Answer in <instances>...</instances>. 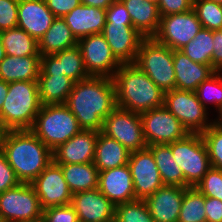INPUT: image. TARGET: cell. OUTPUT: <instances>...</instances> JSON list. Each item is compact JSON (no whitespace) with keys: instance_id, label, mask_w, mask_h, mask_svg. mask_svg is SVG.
<instances>
[{"instance_id":"cell-1","label":"cell","mask_w":222,"mask_h":222,"mask_svg":"<svg viewBox=\"0 0 222 222\" xmlns=\"http://www.w3.org/2000/svg\"><path fill=\"white\" fill-rule=\"evenodd\" d=\"M66 105L81 129L102 131L105 118L117 107L113 79L90 76L75 82Z\"/></svg>"},{"instance_id":"cell-2","label":"cell","mask_w":222,"mask_h":222,"mask_svg":"<svg viewBox=\"0 0 222 222\" xmlns=\"http://www.w3.org/2000/svg\"><path fill=\"white\" fill-rule=\"evenodd\" d=\"M1 150L21 183L31 184L53 162L52 151L31 130L5 131Z\"/></svg>"},{"instance_id":"cell-3","label":"cell","mask_w":222,"mask_h":222,"mask_svg":"<svg viewBox=\"0 0 222 222\" xmlns=\"http://www.w3.org/2000/svg\"><path fill=\"white\" fill-rule=\"evenodd\" d=\"M112 79L117 107L141 114L164 106L165 92L136 64H122Z\"/></svg>"},{"instance_id":"cell-4","label":"cell","mask_w":222,"mask_h":222,"mask_svg":"<svg viewBox=\"0 0 222 222\" xmlns=\"http://www.w3.org/2000/svg\"><path fill=\"white\" fill-rule=\"evenodd\" d=\"M42 104L38 81L9 83L0 112V126L5 130H30Z\"/></svg>"},{"instance_id":"cell-5","label":"cell","mask_w":222,"mask_h":222,"mask_svg":"<svg viewBox=\"0 0 222 222\" xmlns=\"http://www.w3.org/2000/svg\"><path fill=\"white\" fill-rule=\"evenodd\" d=\"M30 130L53 151L81 128L66 104H50L41 106Z\"/></svg>"},{"instance_id":"cell-6","label":"cell","mask_w":222,"mask_h":222,"mask_svg":"<svg viewBox=\"0 0 222 222\" xmlns=\"http://www.w3.org/2000/svg\"><path fill=\"white\" fill-rule=\"evenodd\" d=\"M134 64L164 92L175 89L173 50L153 37L141 41Z\"/></svg>"},{"instance_id":"cell-7","label":"cell","mask_w":222,"mask_h":222,"mask_svg":"<svg viewBox=\"0 0 222 222\" xmlns=\"http://www.w3.org/2000/svg\"><path fill=\"white\" fill-rule=\"evenodd\" d=\"M175 162L181 168L184 180L196 187L212 167L208 151L200 133H189L183 139L168 143Z\"/></svg>"},{"instance_id":"cell-8","label":"cell","mask_w":222,"mask_h":222,"mask_svg":"<svg viewBox=\"0 0 222 222\" xmlns=\"http://www.w3.org/2000/svg\"><path fill=\"white\" fill-rule=\"evenodd\" d=\"M43 218V208L31 184L20 183L0 194V222H29Z\"/></svg>"},{"instance_id":"cell-9","label":"cell","mask_w":222,"mask_h":222,"mask_svg":"<svg viewBox=\"0 0 222 222\" xmlns=\"http://www.w3.org/2000/svg\"><path fill=\"white\" fill-rule=\"evenodd\" d=\"M164 107L170 111L189 133H203L213 124L207 120L208 110L195 92L174 89L164 93Z\"/></svg>"},{"instance_id":"cell-10","label":"cell","mask_w":222,"mask_h":222,"mask_svg":"<svg viewBox=\"0 0 222 222\" xmlns=\"http://www.w3.org/2000/svg\"><path fill=\"white\" fill-rule=\"evenodd\" d=\"M102 132L117 140L130 152L147 147L139 113L116 107L105 118Z\"/></svg>"},{"instance_id":"cell-11","label":"cell","mask_w":222,"mask_h":222,"mask_svg":"<svg viewBox=\"0 0 222 222\" xmlns=\"http://www.w3.org/2000/svg\"><path fill=\"white\" fill-rule=\"evenodd\" d=\"M140 115L147 146L172 143L189 134L183 124L164 106Z\"/></svg>"},{"instance_id":"cell-12","label":"cell","mask_w":222,"mask_h":222,"mask_svg":"<svg viewBox=\"0 0 222 222\" xmlns=\"http://www.w3.org/2000/svg\"><path fill=\"white\" fill-rule=\"evenodd\" d=\"M77 45L89 76L113 78L122 65L101 33L80 38Z\"/></svg>"},{"instance_id":"cell-13","label":"cell","mask_w":222,"mask_h":222,"mask_svg":"<svg viewBox=\"0 0 222 222\" xmlns=\"http://www.w3.org/2000/svg\"><path fill=\"white\" fill-rule=\"evenodd\" d=\"M201 28V22L192 9L184 13L162 16L153 38L172 50H180L194 39Z\"/></svg>"},{"instance_id":"cell-14","label":"cell","mask_w":222,"mask_h":222,"mask_svg":"<svg viewBox=\"0 0 222 222\" xmlns=\"http://www.w3.org/2000/svg\"><path fill=\"white\" fill-rule=\"evenodd\" d=\"M128 166L136 199L145 200L164 185L154 156L148 147L130 152Z\"/></svg>"},{"instance_id":"cell-15","label":"cell","mask_w":222,"mask_h":222,"mask_svg":"<svg viewBox=\"0 0 222 222\" xmlns=\"http://www.w3.org/2000/svg\"><path fill=\"white\" fill-rule=\"evenodd\" d=\"M41 207L47 209L71 204L72 192L59 165L51 162L31 183Z\"/></svg>"},{"instance_id":"cell-16","label":"cell","mask_w":222,"mask_h":222,"mask_svg":"<svg viewBox=\"0 0 222 222\" xmlns=\"http://www.w3.org/2000/svg\"><path fill=\"white\" fill-rule=\"evenodd\" d=\"M121 64L134 63L145 38L132 24L105 23L101 33Z\"/></svg>"},{"instance_id":"cell-17","label":"cell","mask_w":222,"mask_h":222,"mask_svg":"<svg viewBox=\"0 0 222 222\" xmlns=\"http://www.w3.org/2000/svg\"><path fill=\"white\" fill-rule=\"evenodd\" d=\"M97 139V131L81 129L52 151L53 162L57 165L93 162Z\"/></svg>"},{"instance_id":"cell-18","label":"cell","mask_w":222,"mask_h":222,"mask_svg":"<svg viewBox=\"0 0 222 222\" xmlns=\"http://www.w3.org/2000/svg\"><path fill=\"white\" fill-rule=\"evenodd\" d=\"M79 222H114L115 205L98 188L72 195Z\"/></svg>"},{"instance_id":"cell-19","label":"cell","mask_w":222,"mask_h":222,"mask_svg":"<svg viewBox=\"0 0 222 222\" xmlns=\"http://www.w3.org/2000/svg\"><path fill=\"white\" fill-rule=\"evenodd\" d=\"M98 190L115 206L137 200L128 164L100 171Z\"/></svg>"},{"instance_id":"cell-20","label":"cell","mask_w":222,"mask_h":222,"mask_svg":"<svg viewBox=\"0 0 222 222\" xmlns=\"http://www.w3.org/2000/svg\"><path fill=\"white\" fill-rule=\"evenodd\" d=\"M40 74L65 75L74 82L90 77L85 69L78 45L62 50L54 55L41 56Z\"/></svg>"},{"instance_id":"cell-21","label":"cell","mask_w":222,"mask_h":222,"mask_svg":"<svg viewBox=\"0 0 222 222\" xmlns=\"http://www.w3.org/2000/svg\"><path fill=\"white\" fill-rule=\"evenodd\" d=\"M185 188L163 185L145 202L155 222H178Z\"/></svg>"},{"instance_id":"cell-22","label":"cell","mask_w":222,"mask_h":222,"mask_svg":"<svg viewBox=\"0 0 222 222\" xmlns=\"http://www.w3.org/2000/svg\"><path fill=\"white\" fill-rule=\"evenodd\" d=\"M55 18L45 0H19L17 27L37 41L50 28Z\"/></svg>"},{"instance_id":"cell-23","label":"cell","mask_w":222,"mask_h":222,"mask_svg":"<svg viewBox=\"0 0 222 222\" xmlns=\"http://www.w3.org/2000/svg\"><path fill=\"white\" fill-rule=\"evenodd\" d=\"M173 68L175 88L192 92L216 72L210 65L192 61L180 50H173Z\"/></svg>"},{"instance_id":"cell-24","label":"cell","mask_w":222,"mask_h":222,"mask_svg":"<svg viewBox=\"0 0 222 222\" xmlns=\"http://www.w3.org/2000/svg\"><path fill=\"white\" fill-rule=\"evenodd\" d=\"M77 40L92 34H100L106 23V10L80 4L63 17Z\"/></svg>"},{"instance_id":"cell-25","label":"cell","mask_w":222,"mask_h":222,"mask_svg":"<svg viewBox=\"0 0 222 222\" xmlns=\"http://www.w3.org/2000/svg\"><path fill=\"white\" fill-rule=\"evenodd\" d=\"M130 14L133 27L145 38L153 37L160 25V12L149 0H121Z\"/></svg>"},{"instance_id":"cell-26","label":"cell","mask_w":222,"mask_h":222,"mask_svg":"<svg viewBox=\"0 0 222 222\" xmlns=\"http://www.w3.org/2000/svg\"><path fill=\"white\" fill-rule=\"evenodd\" d=\"M41 56L6 55L0 62V79L11 83L15 81H38Z\"/></svg>"},{"instance_id":"cell-27","label":"cell","mask_w":222,"mask_h":222,"mask_svg":"<svg viewBox=\"0 0 222 222\" xmlns=\"http://www.w3.org/2000/svg\"><path fill=\"white\" fill-rule=\"evenodd\" d=\"M130 151L117 140L98 132L93 163L100 171L128 164Z\"/></svg>"},{"instance_id":"cell-28","label":"cell","mask_w":222,"mask_h":222,"mask_svg":"<svg viewBox=\"0 0 222 222\" xmlns=\"http://www.w3.org/2000/svg\"><path fill=\"white\" fill-rule=\"evenodd\" d=\"M78 40L72 34L65 20L56 17L50 28L38 40V50L41 56L54 55L67 48L77 45Z\"/></svg>"},{"instance_id":"cell-29","label":"cell","mask_w":222,"mask_h":222,"mask_svg":"<svg viewBox=\"0 0 222 222\" xmlns=\"http://www.w3.org/2000/svg\"><path fill=\"white\" fill-rule=\"evenodd\" d=\"M74 83L65 75L40 74L38 76V88L41 104H66Z\"/></svg>"},{"instance_id":"cell-30","label":"cell","mask_w":222,"mask_h":222,"mask_svg":"<svg viewBox=\"0 0 222 222\" xmlns=\"http://www.w3.org/2000/svg\"><path fill=\"white\" fill-rule=\"evenodd\" d=\"M147 147L154 156L164 185L190 187L185 182L183 172L175 162L171 147L168 144H154Z\"/></svg>"},{"instance_id":"cell-31","label":"cell","mask_w":222,"mask_h":222,"mask_svg":"<svg viewBox=\"0 0 222 222\" xmlns=\"http://www.w3.org/2000/svg\"><path fill=\"white\" fill-rule=\"evenodd\" d=\"M59 166L72 194L98 188L99 170L93 162Z\"/></svg>"},{"instance_id":"cell-32","label":"cell","mask_w":222,"mask_h":222,"mask_svg":"<svg viewBox=\"0 0 222 222\" xmlns=\"http://www.w3.org/2000/svg\"><path fill=\"white\" fill-rule=\"evenodd\" d=\"M0 37L6 55L41 56L38 50V41L19 27L1 31Z\"/></svg>"},{"instance_id":"cell-33","label":"cell","mask_w":222,"mask_h":222,"mask_svg":"<svg viewBox=\"0 0 222 222\" xmlns=\"http://www.w3.org/2000/svg\"><path fill=\"white\" fill-rule=\"evenodd\" d=\"M192 61L212 67L213 31L201 28L193 40L180 49Z\"/></svg>"},{"instance_id":"cell-34","label":"cell","mask_w":222,"mask_h":222,"mask_svg":"<svg viewBox=\"0 0 222 222\" xmlns=\"http://www.w3.org/2000/svg\"><path fill=\"white\" fill-rule=\"evenodd\" d=\"M178 222H206L205 196L195 187L185 188Z\"/></svg>"},{"instance_id":"cell-35","label":"cell","mask_w":222,"mask_h":222,"mask_svg":"<svg viewBox=\"0 0 222 222\" xmlns=\"http://www.w3.org/2000/svg\"><path fill=\"white\" fill-rule=\"evenodd\" d=\"M192 9L202 28L212 31L222 29V4L211 0H193Z\"/></svg>"},{"instance_id":"cell-36","label":"cell","mask_w":222,"mask_h":222,"mask_svg":"<svg viewBox=\"0 0 222 222\" xmlns=\"http://www.w3.org/2000/svg\"><path fill=\"white\" fill-rule=\"evenodd\" d=\"M114 222H155L145 200H134L115 206Z\"/></svg>"},{"instance_id":"cell-37","label":"cell","mask_w":222,"mask_h":222,"mask_svg":"<svg viewBox=\"0 0 222 222\" xmlns=\"http://www.w3.org/2000/svg\"><path fill=\"white\" fill-rule=\"evenodd\" d=\"M222 71H216L207 80L203 81L195 90L198 100L209 109L208 104L212 103L215 108L222 104Z\"/></svg>"},{"instance_id":"cell-38","label":"cell","mask_w":222,"mask_h":222,"mask_svg":"<svg viewBox=\"0 0 222 222\" xmlns=\"http://www.w3.org/2000/svg\"><path fill=\"white\" fill-rule=\"evenodd\" d=\"M201 136L213 168L222 170V126L212 124Z\"/></svg>"},{"instance_id":"cell-39","label":"cell","mask_w":222,"mask_h":222,"mask_svg":"<svg viewBox=\"0 0 222 222\" xmlns=\"http://www.w3.org/2000/svg\"><path fill=\"white\" fill-rule=\"evenodd\" d=\"M195 188L205 197L222 201V170L211 167Z\"/></svg>"},{"instance_id":"cell-40","label":"cell","mask_w":222,"mask_h":222,"mask_svg":"<svg viewBox=\"0 0 222 222\" xmlns=\"http://www.w3.org/2000/svg\"><path fill=\"white\" fill-rule=\"evenodd\" d=\"M19 0H0V32L17 27Z\"/></svg>"},{"instance_id":"cell-41","label":"cell","mask_w":222,"mask_h":222,"mask_svg":"<svg viewBox=\"0 0 222 222\" xmlns=\"http://www.w3.org/2000/svg\"><path fill=\"white\" fill-rule=\"evenodd\" d=\"M45 222H79L78 215L71 205L43 209Z\"/></svg>"},{"instance_id":"cell-42","label":"cell","mask_w":222,"mask_h":222,"mask_svg":"<svg viewBox=\"0 0 222 222\" xmlns=\"http://www.w3.org/2000/svg\"><path fill=\"white\" fill-rule=\"evenodd\" d=\"M21 182L17 178L15 171L7 162V159L0 151V194L4 191L18 186Z\"/></svg>"},{"instance_id":"cell-43","label":"cell","mask_w":222,"mask_h":222,"mask_svg":"<svg viewBox=\"0 0 222 222\" xmlns=\"http://www.w3.org/2000/svg\"><path fill=\"white\" fill-rule=\"evenodd\" d=\"M106 23L132 24L130 14L121 0H115L106 9Z\"/></svg>"},{"instance_id":"cell-44","label":"cell","mask_w":222,"mask_h":222,"mask_svg":"<svg viewBox=\"0 0 222 222\" xmlns=\"http://www.w3.org/2000/svg\"><path fill=\"white\" fill-rule=\"evenodd\" d=\"M160 16L184 13L192 10L193 0H159Z\"/></svg>"},{"instance_id":"cell-45","label":"cell","mask_w":222,"mask_h":222,"mask_svg":"<svg viewBox=\"0 0 222 222\" xmlns=\"http://www.w3.org/2000/svg\"><path fill=\"white\" fill-rule=\"evenodd\" d=\"M45 3L55 17L63 18L75 7L79 6L81 0H45Z\"/></svg>"},{"instance_id":"cell-46","label":"cell","mask_w":222,"mask_h":222,"mask_svg":"<svg viewBox=\"0 0 222 222\" xmlns=\"http://www.w3.org/2000/svg\"><path fill=\"white\" fill-rule=\"evenodd\" d=\"M206 222H222V201L205 197Z\"/></svg>"},{"instance_id":"cell-47","label":"cell","mask_w":222,"mask_h":222,"mask_svg":"<svg viewBox=\"0 0 222 222\" xmlns=\"http://www.w3.org/2000/svg\"><path fill=\"white\" fill-rule=\"evenodd\" d=\"M212 68L222 71V29L213 30Z\"/></svg>"},{"instance_id":"cell-48","label":"cell","mask_w":222,"mask_h":222,"mask_svg":"<svg viewBox=\"0 0 222 222\" xmlns=\"http://www.w3.org/2000/svg\"><path fill=\"white\" fill-rule=\"evenodd\" d=\"M115 0H81V4L107 9Z\"/></svg>"},{"instance_id":"cell-49","label":"cell","mask_w":222,"mask_h":222,"mask_svg":"<svg viewBox=\"0 0 222 222\" xmlns=\"http://www.w3.org/2000/svg\"><path fill=\"white\" fill-rule=\"evenodd\" d=\"M9 83L0 79V112L4 103L5 97L8 93Z\"/></svg>"},{"instance_id":"cell-50","label":"cell","mask_w":222,"mask_h":222,"mask_svg":"<svg viewBox=\"0 0 222 222\" xmlns=\"http://www.w3.org/2000/svg\"><path fill=\"white\" fill-rule=\"evenodd\" d=\"M218 118H215V120H213V123L219 126H222V104L220 105V107L218 108ZM217 119V120H216Z\"/></svg>"},{"instance_id":"cell-51","label":"cell","mask_w":222,"mask_h":222,"mask_svg":"<svg viewBox=\"0 0 222 222\" xmlns=\"http://www.w3.org/2000/svg\"><path fill=\"white\" fill-rule=\"evenodd\" d=\"M6 56V52L0 37V62L4 59V57Z\"/></svg>"},{"instance_id":"cell-52","label":"cell","mask_w":222,"mask_h":222,"mask_svg":"<svg viewBox=\"0 0 222 222\" xmlns=\"http://www.w3.org/2000/svg\"><path fill=\"white\" fill-rule=\"evenodd\" d=\"M4 133H5V130L0 126V151L2 148V140H3Z\"/></svg>"},{"instance_id":"cell-53","label":"cell","mask_w":222,"mask_h":222,"mask_svg":"<svg viewBox=\"0 0 222 222\" xmlns=\"http://www.w3.org/2000/svg\"><path fill=\"white\" fill-rule=\"evenodd\" d=\"M29 222H45V220L43 218L39 219V220H35V221H29Z\"/></svg>"},{"instance_id":"cell-54","label":"cell","mask_w":222,"mask_h":222,"mask_svg":"<svg viewBox=\"0 0 222 222\" xmlns=\"http://www.w3.org/2000/svg\"><path fill=\"white\" fill-rule=\"evenodd\" d=\"M211 1L222 4V0H211Z\"/></svg>"},{"instance_id":"cell-55","label":"cell","mask_w":222,"mask_h":222,"mask_svg":"<svg viewBox=\"0 0 222 222\" xmlns=\"http://www.w3.org/2000/svg\"><path fill=\"white\" fill-rule=\"evenodd\" d=\"M149 1H152V2L156 3L157 5L159 3V0H149Z\"/></svg>"}]
</instances>
